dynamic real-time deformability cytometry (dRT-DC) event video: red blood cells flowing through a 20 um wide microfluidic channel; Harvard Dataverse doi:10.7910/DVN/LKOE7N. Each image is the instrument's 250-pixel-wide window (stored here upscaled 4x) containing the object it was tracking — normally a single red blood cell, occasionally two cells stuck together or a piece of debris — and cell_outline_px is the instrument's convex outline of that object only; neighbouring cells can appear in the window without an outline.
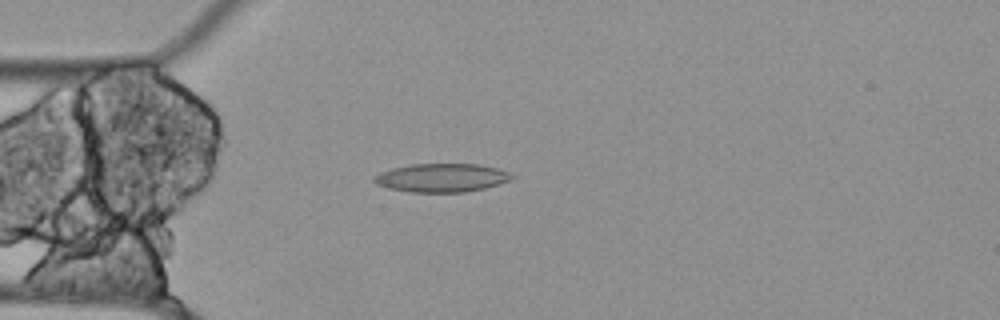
{"species": "Egyptian fruit bat (a non-hibernating species)", "species_latin": "Rousettus aegyptiacus", "temperature_condition": "cold", "stored_images_in_passage": 56, "camera_frame_rate_fps": 3000, "um_per_image_px": 0.085, "animal": {"sex": "female"}, "frame": {"image": 1, "passage_image": 15, "time_ms": 4.667, "image_size_px": [1000, 320], "cell_outline_px": [[516, 176], [512, 180], [500, 184], [484, 188], [464, 192], [412, 192], [388, 188], [376, 184], [372, 180], [372, 176], [380, 172], [392, 168], [412, 164], [480, 164], [500, 168]], "centroid_in_image_um": [37.56, 15.1], "position_along_channel_um": 47.4, "area_um2": 23.12}}
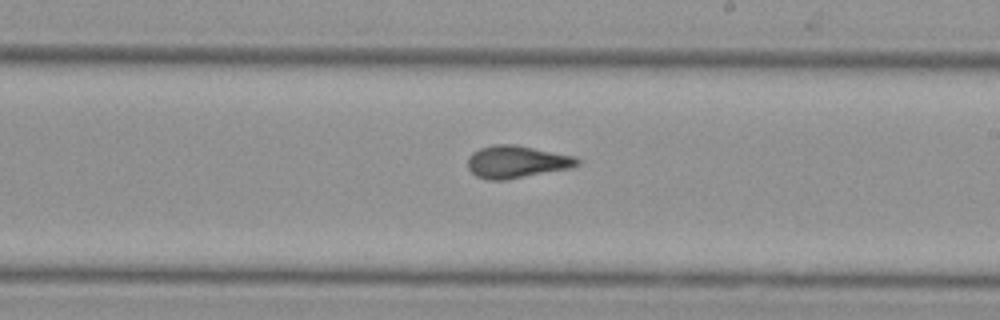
{"frame": {"image": 2, "passage_image": 32, "time_ms": 10.333, "image_size_px": [1000, 320], "cell_outline_px": [[580, 164], [572, 168], [508, 180], [488, 180], [476, 176], [468, 168], [468, 156], [472, 152], [480, 148], [492, 144], [516, 144], [576, 156], [580, 160]], "centroid_in_image_um": [43.94, 13.75], "position_along_channel_um": 245.1, "area_um2": 21.1}}
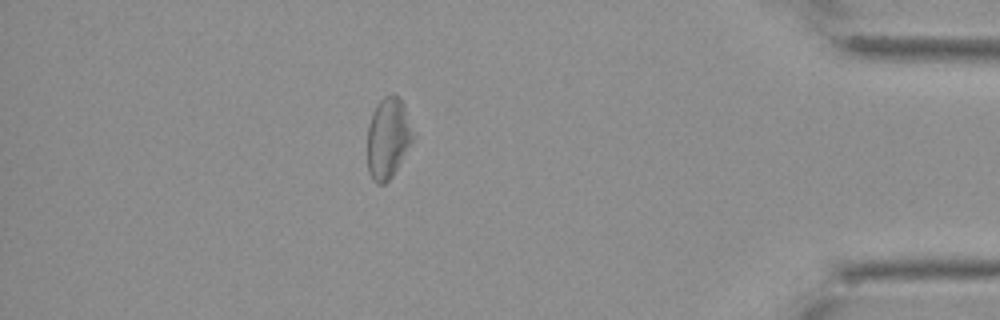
{"frame": {"image": 3, "passage_image": 49, "time_ms": 16.0, "image_size_px": [1000, 320], "cell_outline_px": [[412, 140], [392, 176], [384, 184], [376, 184], [372, 180], [368, 172], [368, 124], [372, 112], [376, 104], [384, 96], [392, 92], [400, 96], [404, 104], [412, 132]], "centroid_in_image_um": [32.94, 11.69], "position_along_channel_um": 402.3, "area_um2": 21.33}, "authors_computed_cell_mechanics": {"area_um2": 21.9062, "velocity_mm_per_s": 3.4983, "shape_relaxation_time_tau1_ms": null, "shape_relaxation_time_tau2_ms": 3.1747, "deformation_change_tau1": null, "deformation_change_tau2": 0.1038}}